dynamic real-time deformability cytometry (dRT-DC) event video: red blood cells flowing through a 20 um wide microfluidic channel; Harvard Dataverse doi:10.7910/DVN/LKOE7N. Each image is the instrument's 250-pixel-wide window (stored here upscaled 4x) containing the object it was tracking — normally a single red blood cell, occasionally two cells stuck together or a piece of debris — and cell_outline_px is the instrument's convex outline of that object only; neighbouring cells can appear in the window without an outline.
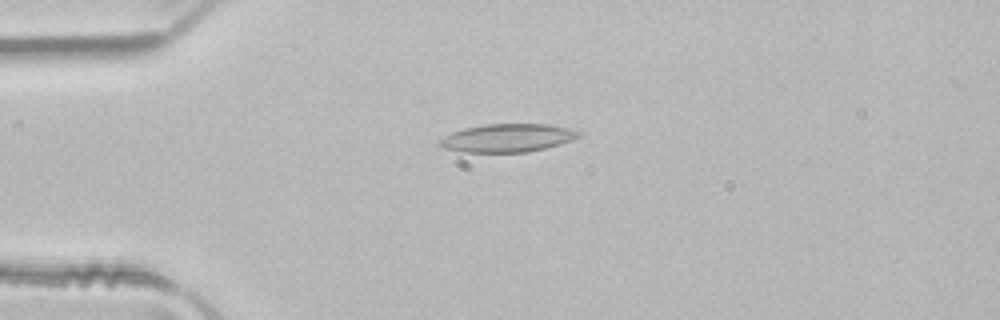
{"species": "common noctule bat (a hibernating species)", "species_latin": "Nyctalus noctula", "temperature_condition": "room temperature", "stored_images_in_passage": 5, "camera_frame_rate_fps": 3000, "um_per_image_px": 0.085, "animal": {"sex": "male", "body_mass_g": 21.5, "forearm_length_mm": 52.0}, "frame": {"image": 1, "passage_image": 5, "time_ms": 1.333, "image_size_px": [1000, 320], "cell_outline_px": [[580, 136], [572, 140], [560, 144], [528, 152], [464, 152], [444, 148], [436, 144], [436, 140], [452, 132], [464, 128], [484, 124], [548, 124], [568, 128], [580, 132]], "centroid_in_image_um": [43.08, 11.72], "position_along_channel_um": 41.9, "area_um2": 22.89}}